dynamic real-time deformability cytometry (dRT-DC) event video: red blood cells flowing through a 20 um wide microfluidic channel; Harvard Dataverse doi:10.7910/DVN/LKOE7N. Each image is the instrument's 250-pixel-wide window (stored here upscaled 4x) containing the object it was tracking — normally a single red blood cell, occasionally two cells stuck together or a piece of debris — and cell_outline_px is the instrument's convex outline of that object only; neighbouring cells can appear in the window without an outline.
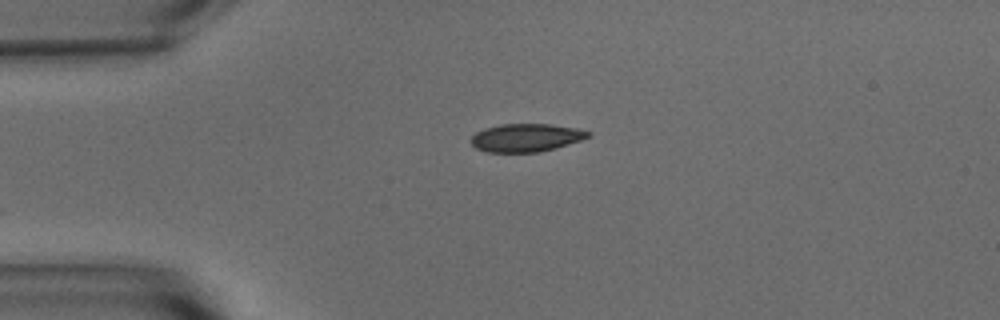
{"species": "common noctule bat (a hibernating species)", "species_latin": "Nyctalus noctula", "temperature_condition": "warm", "stored_images_in_passage": 22, "camera_frame_rate_fps": 3000, "um_per_image_px": 0.085, "animal": {"sex": "male", "body_mass_g": 15.6}, "frame": {"image": 1, "passage_image": 1, "time_ms": 0.0, "image_size_px": [1000, 320], "cell_outline_px": [[592, 136], [556, 148], [540, 152], [488, 152], [476, 148], [472, 144], [472, 136], [476, 132], [484, 128], [500, 124], [552, 124], [576, 128], [592, 132]], "centroid_in_image_um": [44.74, 11.7], "position_along_channel_um": 40.3, "area_um2": 19.19}}
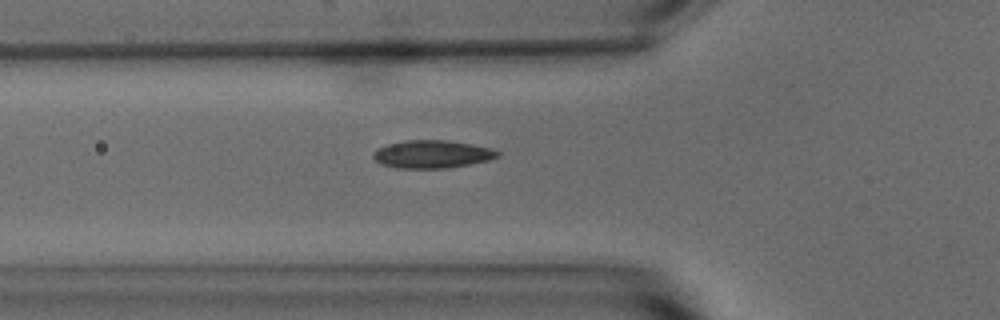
{"frame": {"image": 2, "passage_image": 7, "time_ms": 2.0, "image_size_px": [1000, 320], "cell_outline_px": [[500, 156], [488, 160], [448, 168], [396, 168], [380, 164], [372, 156], [372, 152], [376, 148], [388, 144], [404, 140], [448, 140], [472, 144], [492, 148], [500, 152]], "centroid_in_image_um": [36.71, 13.1], "position_along_channel_um": 89.1, "area_um2": 20.35}}
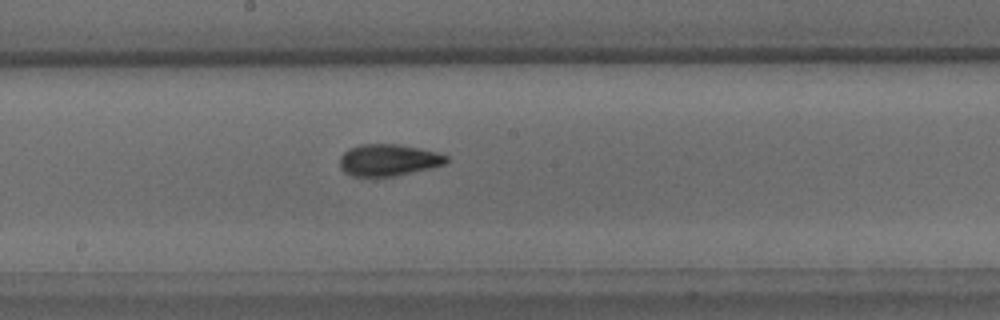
{"frame": {"image": 3, "passage_image": 17, "time_ms": 5.333, "image_size_px": [1000, 320], "cell_outline_px": [[448, 160], [444, 164], [432, 168], [396, 176], [352, 176], [344, 172], [340, 168], [340, 156], [348, 148], [360, 144], [400, 144], [436, 152], [448, 156]], "centroid_in_image_um": [33.0, 13.6], "position_along_channel_um": 215.2, "area_um2": 19.83}}